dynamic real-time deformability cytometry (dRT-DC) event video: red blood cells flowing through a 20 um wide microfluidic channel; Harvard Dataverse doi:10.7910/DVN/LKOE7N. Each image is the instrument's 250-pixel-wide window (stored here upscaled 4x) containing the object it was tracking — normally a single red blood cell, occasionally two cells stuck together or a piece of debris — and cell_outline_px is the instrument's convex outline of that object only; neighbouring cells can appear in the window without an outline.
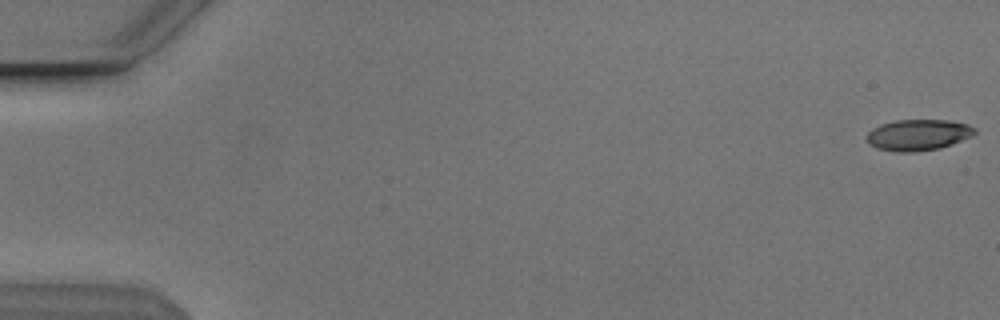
{"species": "Egyptian fruit bat (a non-hibernating species)", "species_latin": "Rousettus aegyptiacus", "temperature_condition": "cold", "stored_images_in_passage": 54, "camera_frame_rate_fps": 3000, "um_per_image_px": 0.085, "animal": {"sex": "male"}, "frame": {"image": 1, "passage_image": 1, "time_ms": 0.0, "image_size_px": [1000, 320], "cell_outline_px": [[976, 132], [972, 136], [952, 144], [940, 148], [916, 152], [896, 152], [876, 148], [868, 144], [864, 136], [872, 128], [880, 124], [896, 120], [948, 120], [968, 124], [976, 128]], "centroid_in_image_um": [78.01, 11.47], "position_along_channel_um": 7.0, "area_um2": 19.88}}
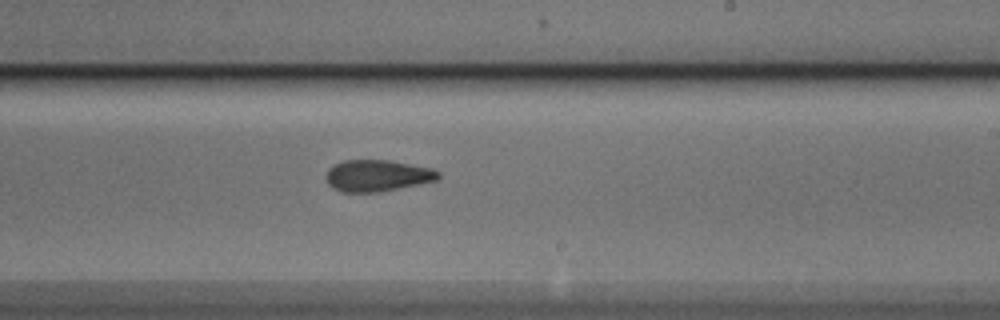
{"frame": {"image": 2, "passage_image": 33, "time_ms": 10.667, "image_size_px": [1000, 320], "cell_outline_px": [[440, 176], [436, 180], [380, 192], [344, 192], [332, 188], [328, 184], [324, 176], [328, 168], [344, 160], [388, 160], [432, 168], [440, 172]], "centroid_in_image_um": [32.03, 14.93], "position_along_channel_um": 257.0, "area_um2": 20.63}}
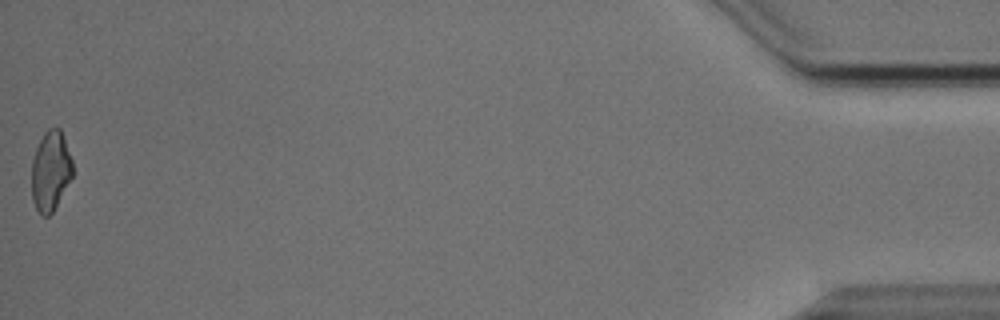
{"frame": {"image": 3, "passage_image": 54, "time_ms": 17.667, "image_size_px": [1000, 320], "cell_outline_px": [[72, 176], [52, 212], [48, 216], [44, 216], [36, 208], [32, 200], [32, 160], [36, 148], [44, 132], [48, 128], [60, 128], [72, 160]], "centroid_in_image_um": [4.28, 14.51], "position_along_channel_um": 430.9, "area_um2": 18.73}, "authors_computed_cell_mechanics": {"area_um2": 20.3167, "velocity_mm_per_s": 3.8576, "shape_relaxation_time_tau1_ms": 10.4189, "shape_relaxation_time_tau2_ms": 3.29, "deformation_change_tau1": 0.2199, "deformation_change_tau2": 0.1147}}